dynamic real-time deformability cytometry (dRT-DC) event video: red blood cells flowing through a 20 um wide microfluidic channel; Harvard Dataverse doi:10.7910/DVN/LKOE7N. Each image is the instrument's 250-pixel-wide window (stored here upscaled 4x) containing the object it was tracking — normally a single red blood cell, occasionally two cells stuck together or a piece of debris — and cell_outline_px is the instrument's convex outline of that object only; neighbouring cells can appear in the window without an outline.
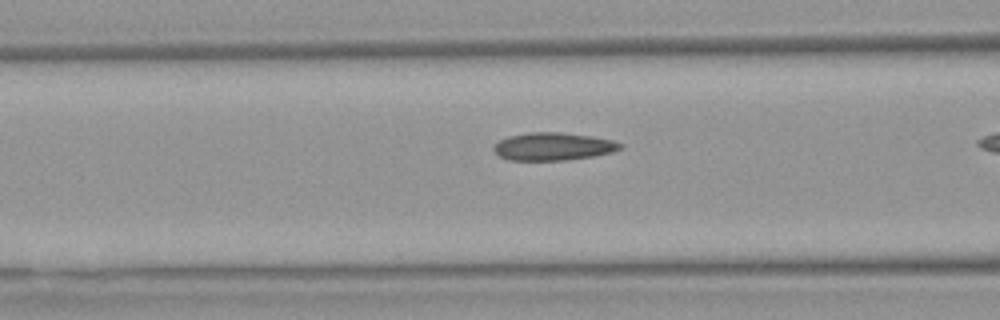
{"species": "Egyptian fruit bat (a non-hibernating species)", "species_latin": "Rousettus aegyptiacus", "temperature_condition": "warm", "stored_images_in_passage": 36, "camera_frame_rate_fps": 3000, "um_per_image_px": 0.085, "animal": {"sex": "female"}, "frame": {"image": 1, "passage_image": 15, "time_ms": 4.667, "image_size_px": [1000, 320], "cell_outline_px": [[624, 144], [620, 148], [612, 152], [592, 156], [568, 160], [508, 160], [500, 156], [492, 148], [500, 140], [508, 136], [528, 132], [560, 132], [592, 136], [612, 140]], "centroid_in_image_um": [47.01, 12.44], "position_along_channel_um": 119.6, "area_um2": 20.4}}
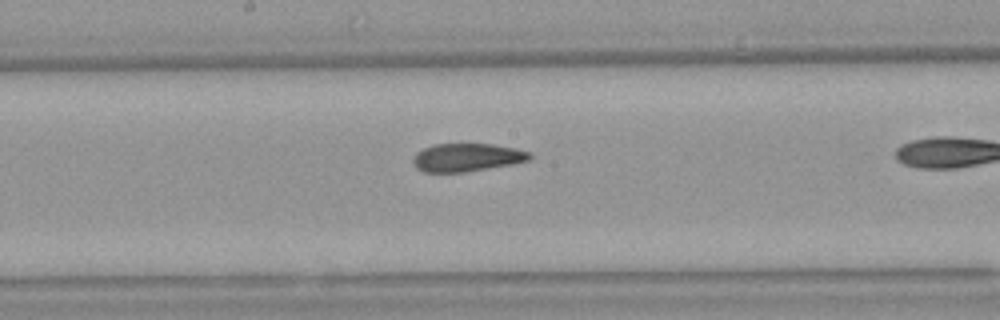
{"frame": {"image": 2, "passage_image": 22, "time_ms": 7.0, "image_size_px": [1000, 320], "cell_outline_px": [[532, 156], [528, 160], [512, 164], [464, 172], [424, 172], [416, 168], [412, 160], [412, 156], [416, 152], [432, 144], [492, 144], [516, 148], [532, 152]], "centroid_in_image_um": [39.67, 13.37], "position_along_channel_um": 208.5, "area_um2": 19.19}}
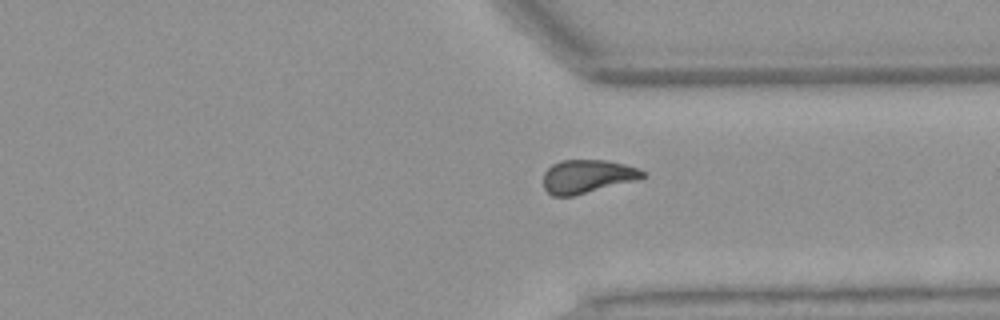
{"frame": {"image": 3, "passage_image": 34, "time_ms": 11.0, "image_size_px": [1000, 320], "cell_outline_px": [[648, 176], [636, 180], [572, 196], [552, 196], [544, 188], [544, 172], [552, 164], [560, 160], [608, 160], [640, 168]], "centroid_in_image_um": [49.93, 14.98], "position_along_channel_um": 361.5, "area_um2": 19.36}}